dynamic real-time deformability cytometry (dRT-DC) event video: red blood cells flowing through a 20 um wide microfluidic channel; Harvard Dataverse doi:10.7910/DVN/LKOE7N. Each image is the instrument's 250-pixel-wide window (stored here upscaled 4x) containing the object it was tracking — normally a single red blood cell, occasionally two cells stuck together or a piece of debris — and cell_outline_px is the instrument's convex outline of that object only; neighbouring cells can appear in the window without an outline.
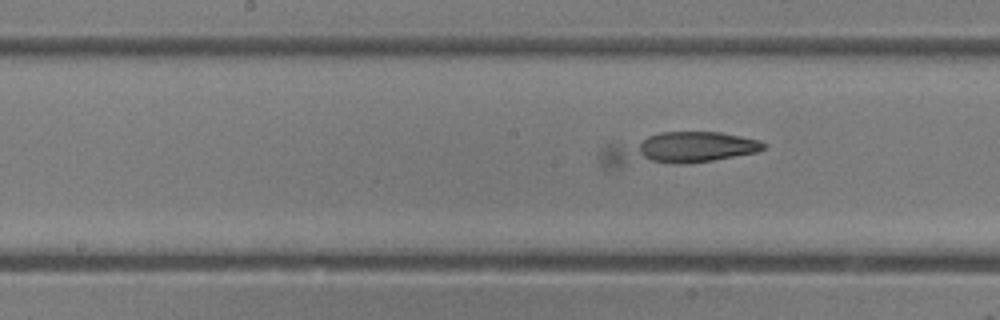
{"species": "common noctule bat (a hibernating species)", "species_latin": "Nyctalus noctula", "temperature_condition": "room temperature", "stored_images_in_passage": 34, "camera_frame_rate_fps": 3000, "um_per_image_px": 0.085, "animal": {"sex": "female"}, "frame": {"image": 1, "passage_image": 26, "time_ms": 8.333, "image_size_px": [1000, 320], "cell_outline_px": [[764, 148], [756, 152], [712, 160], [688, 164], [616, 168], [604, 168], [600, 164], [600, 152], [608, 144], [660, 132], [720, 132], [760, 140], [764, 144]], "centroid_in_image_um": [57.47, 12.68], "position_along_channel_um": 190.7, "area_um2": 31.04}}
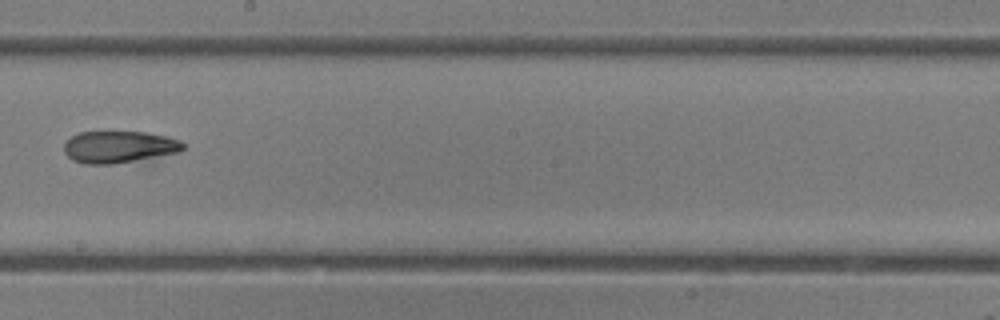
{"frame": {"image": 2, "passage_image": 29, "time_ms": 9.333, "image_size_px": [1000, 320], "cell_outline_px": [[184, 148], [180, 152], [152, 164], [84, 164], [72, 160], [64, 152], [64, 144], [72, 136], [80, 132], [144, 132], [164, 136], [180, 140], [184, 144]], "centroid_in_image_um": [10.27, 12.57], "position_along_channel_um": 237.9, "area_um2": 23.64}}